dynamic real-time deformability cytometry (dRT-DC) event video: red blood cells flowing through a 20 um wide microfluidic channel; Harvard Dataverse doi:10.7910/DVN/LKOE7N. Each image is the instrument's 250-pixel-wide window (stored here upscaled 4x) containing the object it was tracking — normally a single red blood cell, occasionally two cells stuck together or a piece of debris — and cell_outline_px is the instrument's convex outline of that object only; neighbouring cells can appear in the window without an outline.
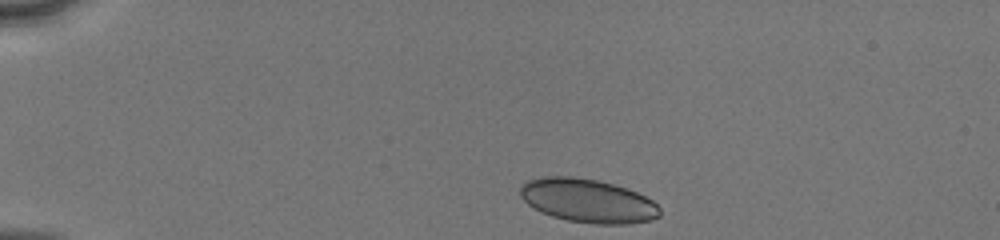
{"species": "human", "species_latin": "Homo sapiens", "temperature_condition": "cold", "stored_images_in_passage": 40, "camera_frame_rate_fps": 3000, "um_per_image_px": 0.085, "donor": {"sex": "male"}, "frame": {"image": 1, "passage_image": 1, "time_ms": 0.0, "image_size_px": [1000, 240], "cell_outline_px": [[660, 216], [652, 220], [628, 224], [596, 224], [568, 220], [552, 216], [528, 204], [520, 196], [520, 184], [528, 180], [544, 176], [572, 176], [596, 180], [628, 188], [652, 200], [660, 208]], "centroid_in_image_um": [49.97, 17.06], "position_along_channel_um": 35.0, "area_um2": 35.43}}
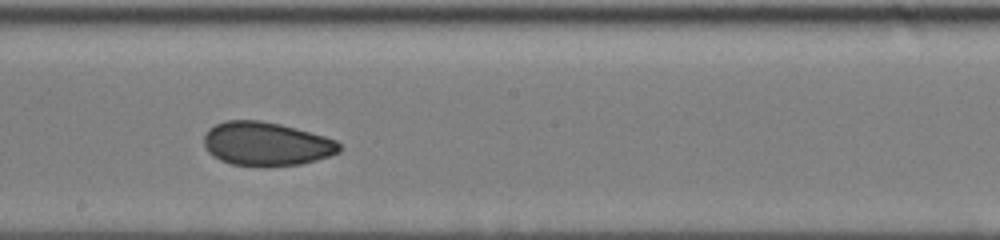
{"frame": {"image": 2, "passage_image": 20, "time_ms": 6.333, "image_size_px": [1000, 240], "cell_outline_px": [[344, 148], [340, 152], [316, 160], [300, 164], [232, 164], [220, 160], [212, 156], [208, 152], [204, 144], [204, 136], [208, 128], [224, 120], [260, 120], [280, 124], [296, 128], [324, 136], [336, 140]], "centroid_in_image_um": [22.63, 12.19], "position_along_channel_um": 225.6, "area_um2": 34.04}}
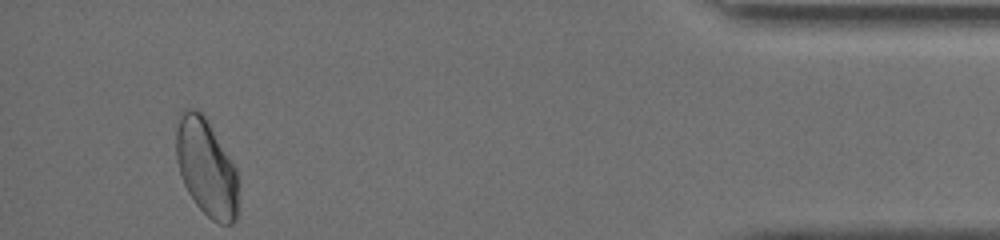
{"frame": {"image": 3, "passage_image": 38, "time_ms": 12.333, "image_size_px": [1000, 240], "cell_outline_px": [[236, 220], [232, 224], [220, 224], [212, 220], [196, 204], [188, 192], [184, 184], [176, 160], [176, 128], [180, 112], [184, 108], [196, 108], [204, 116], [236, 168]], "centroid_in_image_um": [17.5, 14.22], "position_along_channel_um": 417.7, "area_um2": 34.68}, "authors_computed_cell_mechanics": {"area_um2": 34.68, "velocity_mm_per_s": 4.1084, "shape_relaxation_time_tau1_ms": null, "shape_relaxation_time_tau2_ms": 1.5367, "deformation_change_tau1": null, "deformation_change_tau2": 0.0506}}